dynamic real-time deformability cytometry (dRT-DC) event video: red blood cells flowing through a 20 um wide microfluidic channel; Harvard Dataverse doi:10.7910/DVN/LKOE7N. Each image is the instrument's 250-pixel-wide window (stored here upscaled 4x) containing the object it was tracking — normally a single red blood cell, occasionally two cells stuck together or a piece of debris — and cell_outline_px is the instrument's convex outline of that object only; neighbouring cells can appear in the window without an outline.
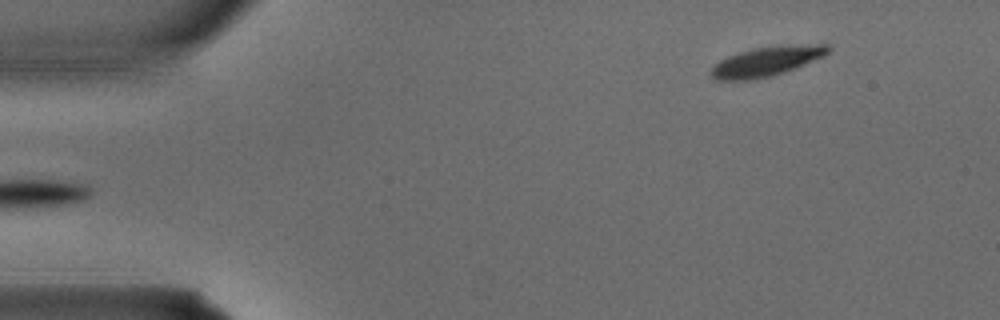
{"species": "common noctule bat (a hibernating species)", "species_latin": "Nyctalus noctula", "temperature_condition": "warm", "stored_images_in_passage": 3, "camera_frame_rate_fps": 3000, "um_per_image_px": 0.085, "animal": {"sex": "male", "body_mass_g": 15.6}, "frame": {"image": 1, "passage_image": 1, "time_ms": 0.0, "image_size_px": [1000, 320], "cell_outline_px": [[832, 48], [824, 56], [784, 72], [772, 76], [748, 80], [716, 80], [712, 76], [712, 68], [720, 60], [728, 56], [752, 48], [812, 44], [828, 44]], "centroid_in_image_um": [65.17, 5.22], "position_along_channel_um": 19.8, "area_um2": 19.77}}
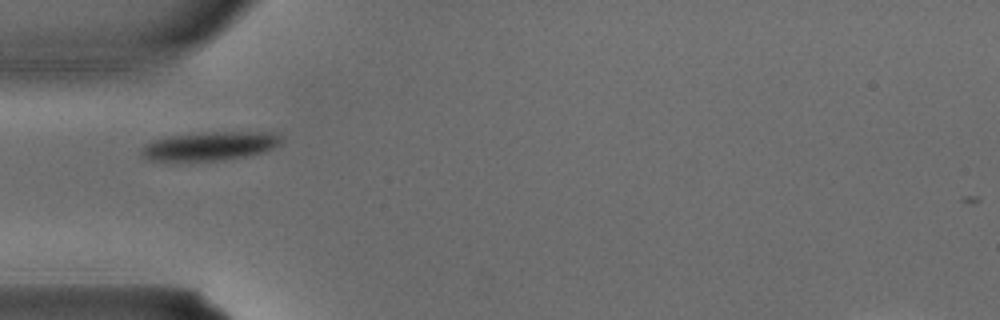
{"frame": {"image": 2, "passage_image": 3, "time_ms": 0.667, "image_size_px": [1000, 320], "cell_outline_px": [[280, 144], [264, 152], [248, 156], [224, 160], [152, 160], [144, 156], [140, 152], [144, 144], [152, 140], [172, 136], [204, 132], [276, 132], [280, 136]], "centroid_in_image_um": [17.88, 12.4], "position_along_channel_um": 67.1, "area_um2": 23.18}}